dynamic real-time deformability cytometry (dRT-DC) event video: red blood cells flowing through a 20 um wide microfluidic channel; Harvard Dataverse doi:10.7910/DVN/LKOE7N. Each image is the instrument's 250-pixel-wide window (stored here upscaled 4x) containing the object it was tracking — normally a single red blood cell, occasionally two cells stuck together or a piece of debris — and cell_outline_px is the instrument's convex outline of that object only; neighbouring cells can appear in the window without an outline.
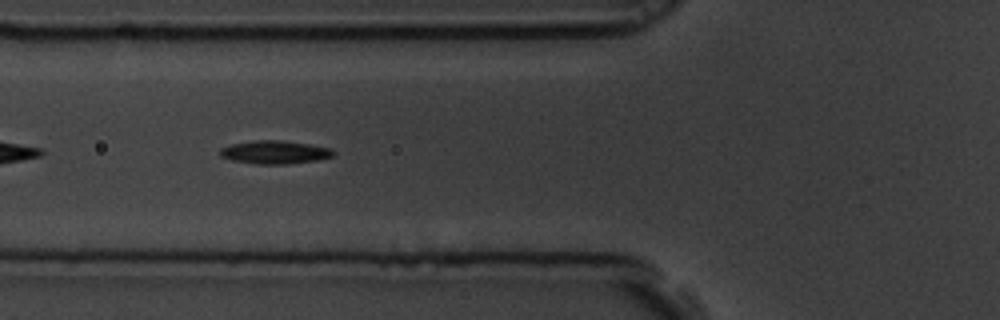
{"species": "common noctule bat (a hibernating species)", "species_latin": "Nyctalus noctula", "temperature_condition": "room temperature", "stored_images_in_passage": 9, "camera_frame_rate_fps": 3000, "um_per_image_px": 0.085, "animal": {"sex": "male", "body_mass_g": 19.5, "forearm_length_mm": 54.6}, "frame": {"image": 1, "passage_image": 6, "time_ms": 1.667, "image_size_px": [1000, 320], "cell_outline_px": [[336, 152], [332, 156], [316, 160], [288, 164], [256, 164], [232, 160], [220, 156], [220, 148], [232, 144], [256, 140], [280, 140], [308, 144], [332, 148]], "centroid_in_image_um": [23.36, 12.94], "position_along_channel_um": 102.4, "area_um2": 15.26}}
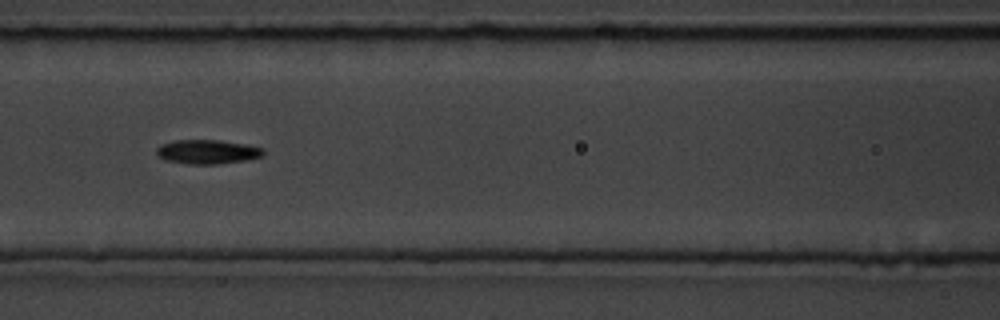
{"frame": {"image": 2, "passage_image": 7, "time_ms": 2.0, "image_size_px": [1000, 320], "cell_outline_px": [[264, 156], [244, 160], [220, 164], [188, 164], [164, 160], [156, 156], [156, 148], [160, 144], [176, 140], [216, 140], [244, 144], [264, 148]], "centroid_in_image_um": [17.59, 12.91], "position_along_channel_um": 149.0, "area_um2": 15.14}}